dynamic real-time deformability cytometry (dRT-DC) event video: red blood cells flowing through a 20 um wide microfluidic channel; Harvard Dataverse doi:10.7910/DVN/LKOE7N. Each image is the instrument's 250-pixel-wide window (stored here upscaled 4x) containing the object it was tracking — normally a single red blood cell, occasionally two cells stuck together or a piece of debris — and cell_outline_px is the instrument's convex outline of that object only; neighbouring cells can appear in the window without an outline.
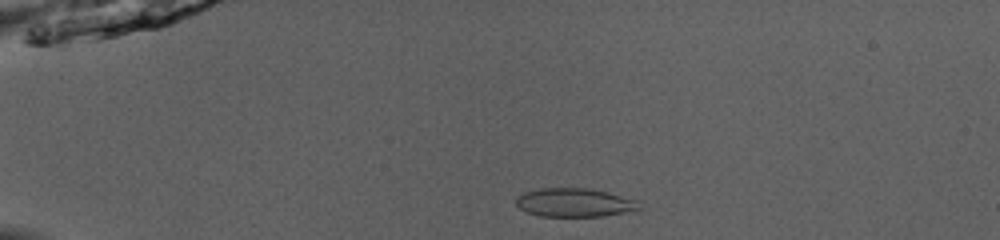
{"species": "common noctule bat (a hibernating species)", "species_latin": "Nyctalus noctula", "temperature_condition": "room temperature", "stored_images_in_passage": 41, "camera_frame_rate_fps": 3000, "um_per_image_px": 0.085, "animal": {"sex": "male", "body_mass_g": 13.0, "forearm_length_mm": 53.1}, "frame": {"image": 1, "passage_image": 3, "time_ms": 0.667, "image_size_px": [1000, 240], "cell_outline_px": [[640, 208], [600, 216], [540, 216], [528, 212], [520, 208], [516, 204], [516, 196], [524, 192], [540, 188], [588, 188], [636, 200]], "centroid_in_image_um": [48.72, 17.21], "position_along_channel_um": 36.3, "area_um2": 20.0}}
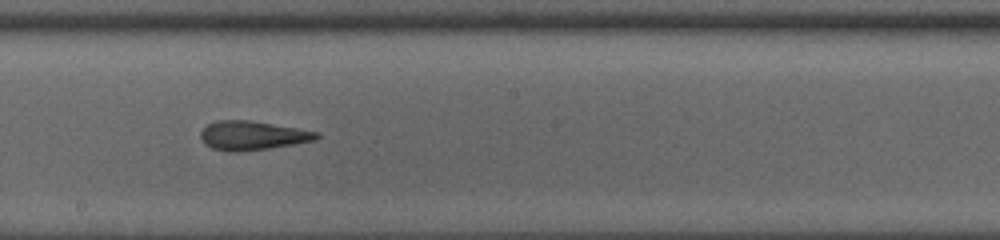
{"frame": {"image": 2, "passage_image": 21, "time_ms": 6.667, "image_size_px": [1000, 240], "cell_outline_px": [[320, 136], [316, 140], [268, 148], [236, 152], [228, 152], [212, 148], [204, 144], [200, 136], [200, 132], [208, 124], [216, 120], [248, 120], [320, 132]], "centroid_in_image_um": [21.43, 11.52], "position_along_channel_um": 226.8, "area_um2": 19.48}}
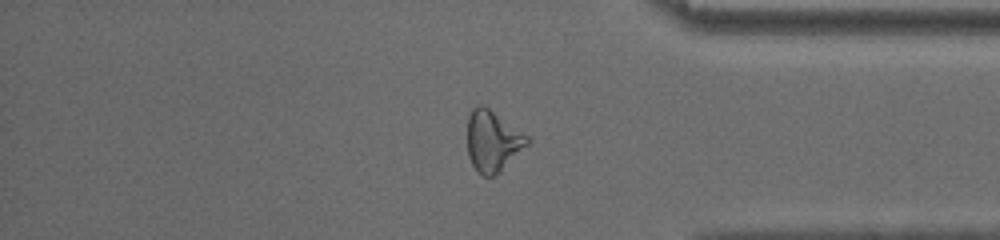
{"frame": {"image": 3, "passage_image": 34, "time_ms": 11.0, "image_size_px": [1000, 240], "cell_outline_px": [[528, 144], [496, 176], [484, 176], [472, 164], [468, 156], [468, 116], [472, 108], [476, 104], [480, 104], [488, 108], [528, 136]], "centroid_in_image_um": [41.86, 11.99], "position_along_channel_um": 393.3, "area_um2": 20.92}, "authors_computed_cell_mechanics": {"area_um2": 19.8832, "velocity_mm_per_s": 4.0617, "shape_relaxation_time_tau1_ms": 7.5504, "shape_relaxation_time_tau2_ms": 1.5274, "deformation_change_tau1": 0.2083, "deformation_change_tau2": 0.1056}}